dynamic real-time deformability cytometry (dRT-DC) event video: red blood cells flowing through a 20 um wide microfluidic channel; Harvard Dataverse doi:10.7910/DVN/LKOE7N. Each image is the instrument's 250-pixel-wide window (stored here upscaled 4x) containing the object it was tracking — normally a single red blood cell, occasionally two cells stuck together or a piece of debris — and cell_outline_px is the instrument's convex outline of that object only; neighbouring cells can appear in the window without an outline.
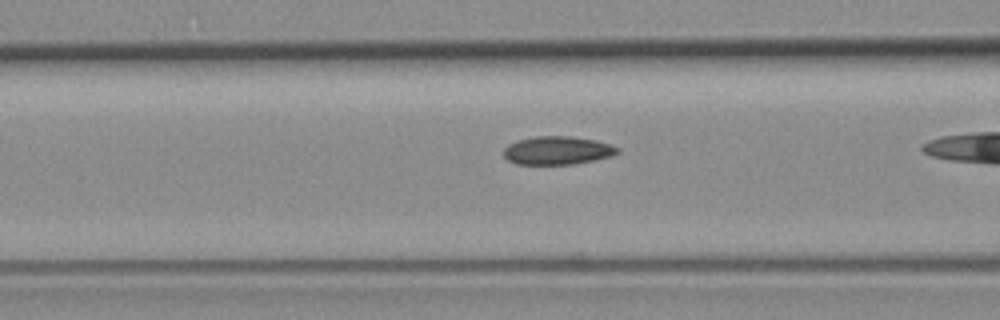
{"species": "common noctule bat (a hibernating species)", "species_latin": "Nyctalus noctula", "temperature_condition": "room temperature", "stored_images_in_passage": 26, "camera_frame_rate_fps": 3000, "um_per_image_px": 0.085, "animal": {"sex": "female", "body_mass_g": 19.3, "forearm_length_mm": 54.1}, "frame": {"image": 1, "passage_image": 5, "time_ms": 1.333, "image_size_px": [1000, 320], "cell_outline_px": [[620, 152], [612, 156], [596, 160], [572, 164], [516, 164], [508, 160], [504, 156], [504, 148], [508, 144], [520, 140], [536, 136], [572, 136], [596, 140], [620, 148]], "centroid_in_image_um": [47.41, 12.79], "position_along_channel_um": 119.2, "area_um2": 18.79}}
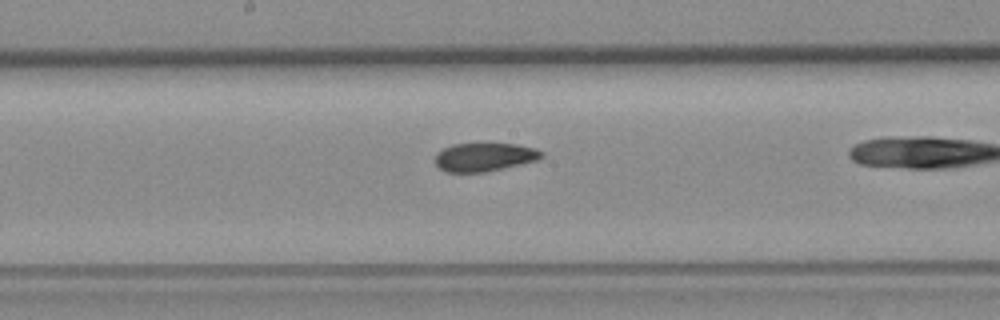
{"frame": {"image": 2, "passage_image": 12, "time_ms": 3.667, "image_size_px": [1000, 320], "cell_outline_px": [[544, 156], [536, 160], [520, 164], [484, 172], [444, 172], [436, 164], [436, 152], [452, 144], [516, 144], [536, 148], [544, 152]], "centroid_in_image_um": [41.17, 13.34], "position_along_channel_um": 207.0, "area_um2": 17.51}}
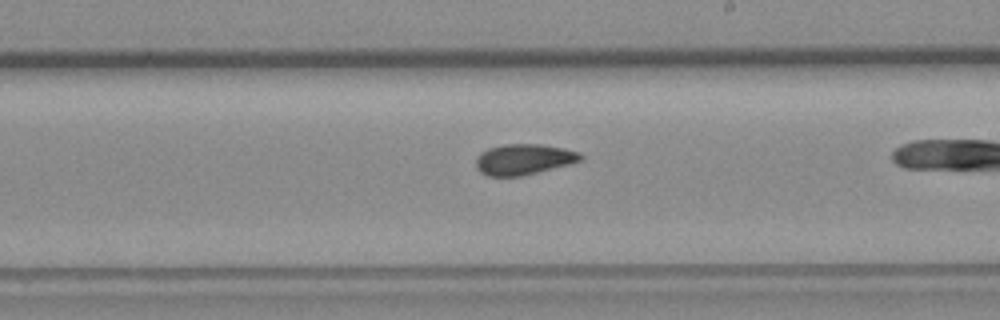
{"frame": {"image": 3, "passage_image": 15, "time_ms": 4.667, "image_size_px": [1000, 320], "cell_outline_px": [[584, 156], [580, 160], [568, 164], [520, 176], [488, 176], [480, 172], [476, 168], [476, 156], [480, 152], [488, 148], [504, 144], [540, 144], [564, 148], [580, 152]], "centroid_in_image_um": [44.48, 13.53], "position_along_channel_um": 244.5, "area_um2": 18.67}}